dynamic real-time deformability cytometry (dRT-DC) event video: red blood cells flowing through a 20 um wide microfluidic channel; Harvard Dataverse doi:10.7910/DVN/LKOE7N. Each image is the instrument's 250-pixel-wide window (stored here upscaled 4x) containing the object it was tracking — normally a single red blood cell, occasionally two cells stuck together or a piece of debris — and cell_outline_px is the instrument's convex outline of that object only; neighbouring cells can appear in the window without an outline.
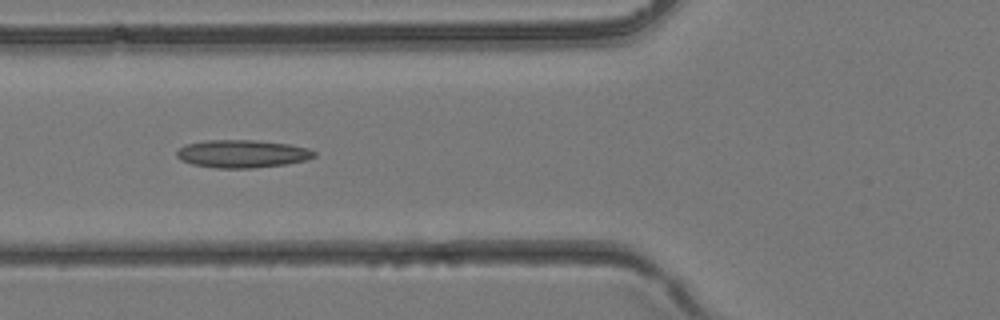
{"species": "common noctule bat (a hibernating species)", "species_latin": "Nyctalus noctula", "temperature_condition": "room temperature", "stored_images_in_passage": 37, "camera_frame_rate_fps": 3000, "um_per_image_px": 0.085, "animal": {"sex": "female", "body_mass_g": 24.6, "forearm_length_mm": 56.2}, "frame": {"image": 1, "passage_image": 13, "time_ms": 4.0, "image_size_px": [1000, 320], "cell_outline_px": [[316, 156], [308, 160], [284, 164], [252, 168], [216, 168], [192, 164], [180, 160], [176, 156], [176, 152], [184, 144], [204, 140], [252, 140], [288, 144], [308, 148], [316, 152]], "centroid_in_image_um": [20.57, 13.07], "position_along_channel_um": 105.2, "area_um2": 22.37}}
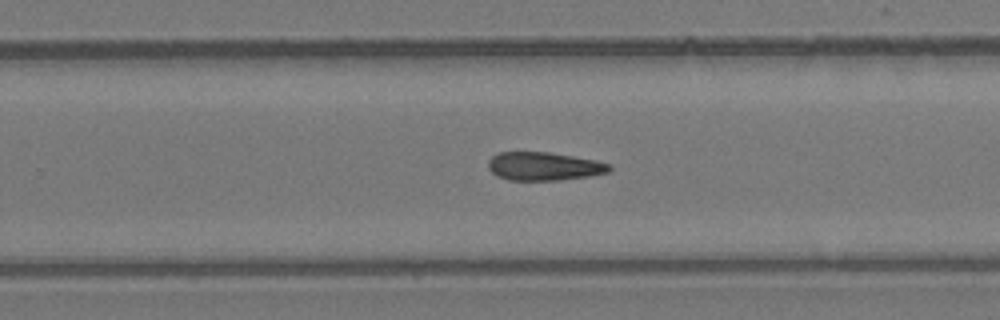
{"frame": {"image": 2, "passage_image": 23, "time_ms": 7.333, "image_size_px": [1000, 320], "cell_outline_px": [[612, 168], [608, 172], [588, 176], [560, 180], [508, 180], [496, 176], [488, 168], [488, 160], [492, 156], [500, 152], [548, 152], [596, 160], [612, 164]], "centroid_in_image_um": [46.23, 14.13], "position_along_channel_um": 283.6, "area_um2": 20.06}}
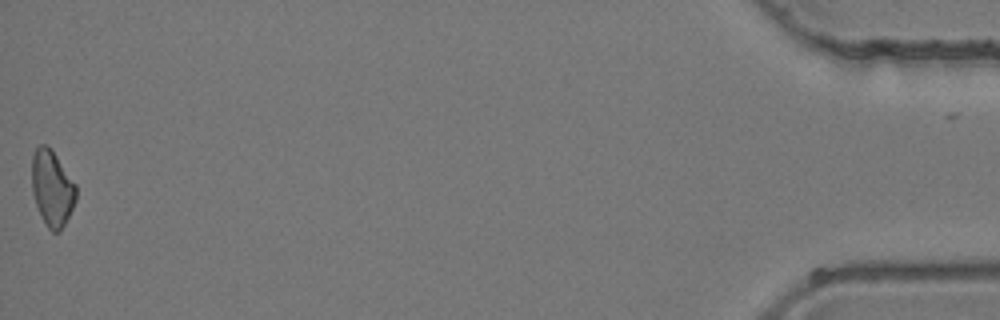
{"frame": {"image": 3, "passage_image": 37, "time_ms": 12.0, "image_size_px": [1000, 320], "cell_outline_px": [[76, 200], [60, 232], [52, 232], [48, 228], [36, 204], [32, 192], [32, 156], [36, 148], [40, 144], [48, 144], [76, 184]], "centroid_in_image_um": [4.42, 15.97], "position_along_channel_um": 430.8, "area_um2": 19.36}}